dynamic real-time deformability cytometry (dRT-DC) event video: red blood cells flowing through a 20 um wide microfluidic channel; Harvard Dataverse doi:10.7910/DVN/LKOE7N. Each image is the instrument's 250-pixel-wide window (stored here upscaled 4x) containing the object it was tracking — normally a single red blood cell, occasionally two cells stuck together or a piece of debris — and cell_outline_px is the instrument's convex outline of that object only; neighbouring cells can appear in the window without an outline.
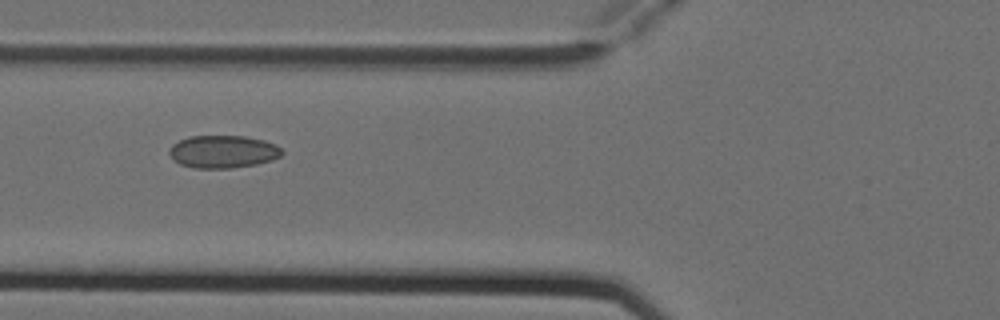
{"species": "Egyptian fruit bat (a non-hibernating species)", "species_latin": "Rousettus aegyptiacus", "temperature_condition": "cold", "stored_images_in_passage": 5, "camera_frame_rate_fps": 3000, "um_per_image_px": 0.085, "animal": {"sex": "female"}, "frame": {"image": 1, "passage_image": 3, "time_ms": 0.667, "image_size_px": [1000, 320], "cell_outline_px": [[284, 152], [280, 156], [272, 160], [256, 164], [232, 168], [192, 168], [180, 164], [172, 160], [168, 152], [168, 148], [172, 144], [188, 136], [244, 136], [264, 140], [276, 144]], "centroid_in_image_um": [18.92, 12.89], "position_along_channel_um": 106.9, "area_um2": 21.68}}
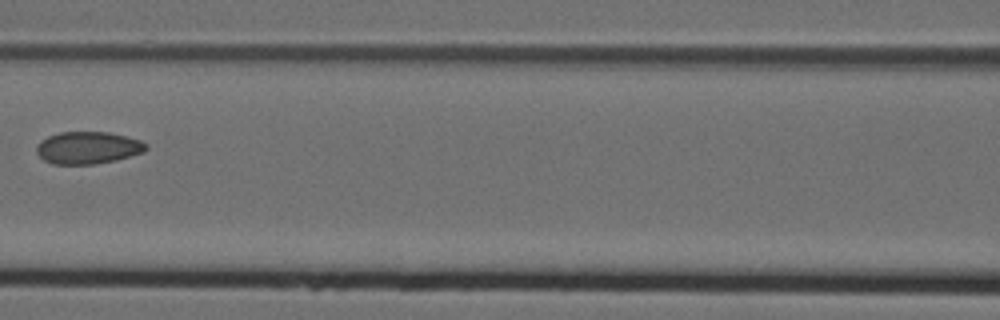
{"frame": {"image": 2, "passage_image": 4, "time_ms": 1.0, "image_size_px": [1000, 320], "cell_outline_px": [[148, 148], [144, 152], [116, 160], [92, 164], [52, 164], [44, 160], [36, 152], [36, 144], [40, 140], [48, 136], [60, 132], [108, 132], [140, 140], [148, 144]], "centroid_in_image_um": [7.46, 12.56], "position_along_channel_um": 159.1, "area_um2": 20.63}}
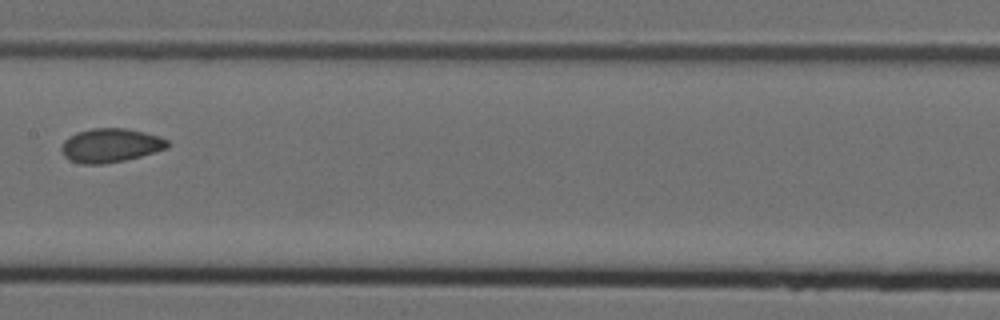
{"frame": {"image": 3, "passage_image": 5, "time_ms": 1.333, "image_size_px": [1000, 320], "cell_outline_px": [[172, 144], [168, 148], [140, 156], [124, 160], [104, 164], [80, 164], [64, 156], [60, 148], [64, 140], [68, 136], [76, 132], [92, 128], [124, 128], [144, 132], [168, 140]], "centroid_in_image_um": [9.38, 12.35], "position_along_channel_um": 198.0, "area_um2": 20.98}}